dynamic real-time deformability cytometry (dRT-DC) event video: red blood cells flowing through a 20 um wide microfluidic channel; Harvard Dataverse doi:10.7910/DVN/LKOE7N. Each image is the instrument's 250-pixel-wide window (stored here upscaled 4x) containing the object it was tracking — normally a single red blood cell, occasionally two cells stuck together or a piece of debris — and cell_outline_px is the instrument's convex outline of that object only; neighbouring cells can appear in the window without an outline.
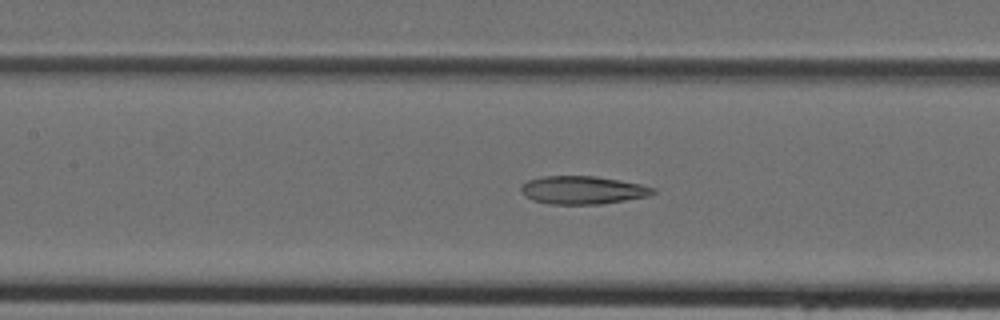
{"species": "Egyptian fruit bat (a non-hibernating species)", "species_latin": "Rousettus aegyptiacus", "temperature_condition": "cold", "stored_images_in_passage": 38, "camera_frame_rate_fps": 3000, "um_per_image_px": 0.085, "animal": {"sex": "female"}, "frame": {"image": 1, "passage_image": 19, "time_ms": 6.0, "image_size_px": [1000, 320], "cell_outline_px": [[656, 192], [648, 196], [600, 204], [548, 204], [532, 200], [524, 196], [520, 188], [520, 184], [528, 180], [544, 176], [596, 176], [620, 180], [640, 184], [656, 188]], "centroid_in_image_um": [49.5, 16.15], "position_along_channel_um": 157.9, "area_um2": 21.68}}
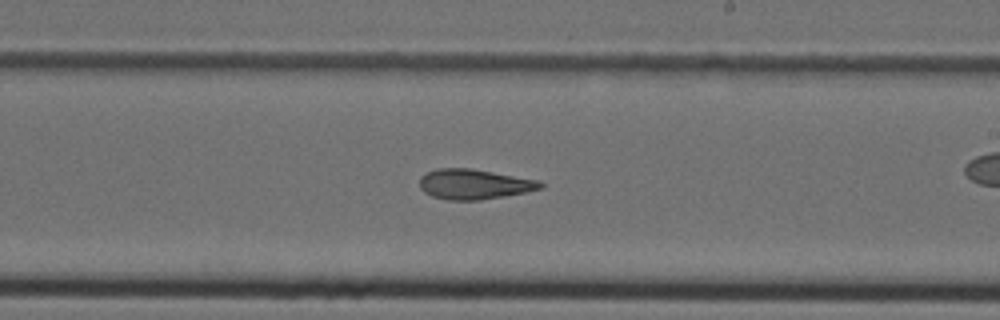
{"frame": {"image": 2, "passage_image": 25, "time_ms": 8.0, "image_size_px": [1000, 320], "cell_outline_px": [[544, 188], [504, 196], [480, 200], [448, 200], [432, 196], [424, 192], [420, 188], [420, 176], [436, 168], [468, 168], [540, 180], [544, 184]], "centroid_in_image_um": [40.3, 15.66], "position_along_channel_um": 248.7, "area_um2": 21.15}}
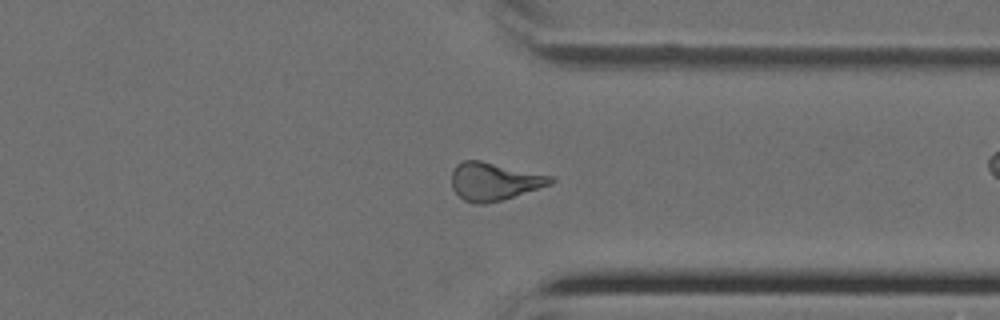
{"frame": {"image": 3, "passage_image": 33, "time_ms": 10.667, "image_size_px": [1000, 320], "cell_outline_px": [[556, 180], [552, 184], [500, 200], [484, 204], [476, 204], [464, 200], [452, 188], [452, 172], [456, 164], [464, 160], [480, 160], [556, 176]], "centroid_in_image_um": [42.03, 15.4], "position_along_channel_um": 369.4, "area_um2": 21.91}}